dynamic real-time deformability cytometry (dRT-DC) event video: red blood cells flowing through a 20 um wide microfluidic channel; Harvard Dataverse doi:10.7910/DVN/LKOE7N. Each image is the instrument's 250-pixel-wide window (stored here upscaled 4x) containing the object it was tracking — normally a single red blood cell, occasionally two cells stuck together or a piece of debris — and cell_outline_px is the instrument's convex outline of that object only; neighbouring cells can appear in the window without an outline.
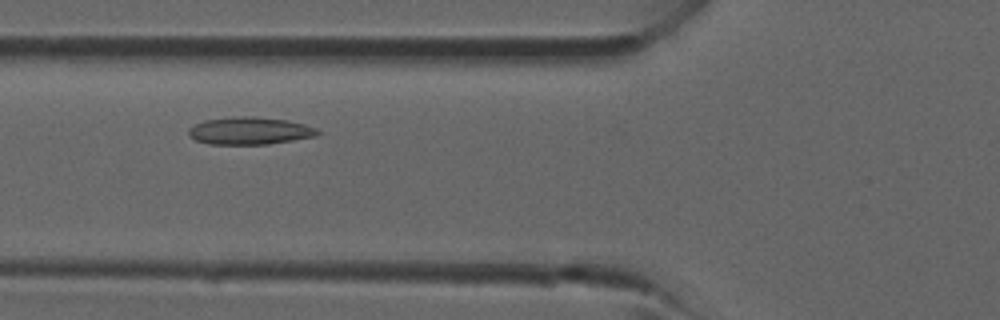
{"species": "common noctule bat (a hibernating species)", "species_latin": "Nyctalus noctula", "temperature_condition": "room temperature", "stored_images_in_passage": 36, "camera_frame_rate_fps": 3000, "um_per_image_px": 0.085, "animal": {"sex": "male", "forearm_length_mm": 52.5}, "frame": {"image": 1, "passage_image": 10, "time_ms": 3.0, "image_size_px": [1000, 320], "cell_outline_px": [[320, 132], [316, 136], [268, 144], [208, 144], [196, 140], [188, 136], [188, 128], [204, 120], [240, 116], [252, 116], [288, 120], [304, 124], [316, 128]], "centroid_in_image_um": [21.21, 11.12], "position_along_channel_um": 104.6, "area_um2": 20.58}}
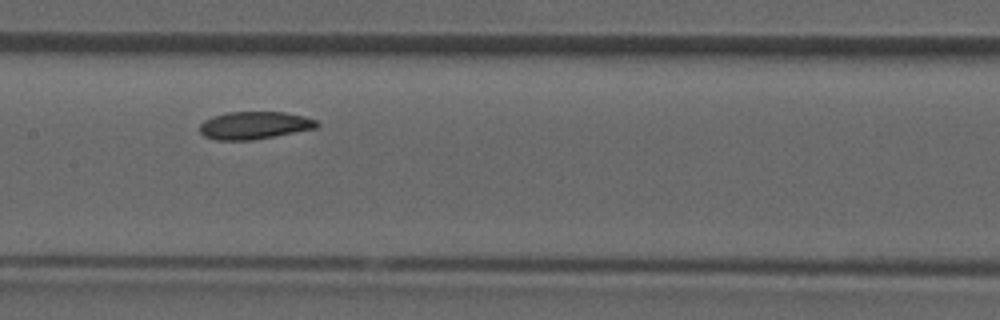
{"frame": {"image": 2, "passage_image": 15, "time_ms": 4.667, "image_size_px": [1000, 320], "cell_outline_px": [[320, 124], [316, 128], [252, 140], [216, 140], [204, 136], [200, 132], [200, 124], [204, 120], [212, 116], [224, 112], [284, 112], [304, 116], [316, 120]], "centroid_in_image_um": [21.6, 10.65], "position_along_channel_um": 185.8, "area_um2": 18.84}}
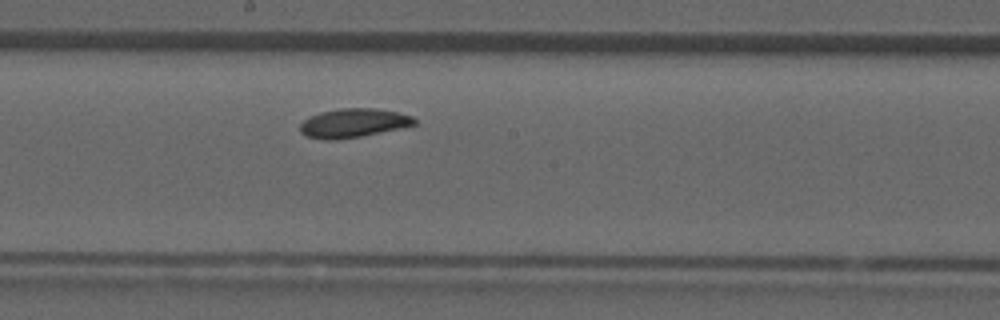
{"frame": {"image": 3, "passage_image": 17, "time_ms": 5.333, "image_size_px": [1000, 320], "cell_outline_px": [[416, 124], [400, 128], [360, 136], [336, 140], [324, 140], [308, 136], [300, 132], [300, 124], [304, 120], [320, 112], [340, 108], [372, 108], [396, 112], [412, 116], [416, 120]], "centroid_in_image_um": [30.02, 10.46], "position_along_channel_um": 218.2, "area_um2": 19.02}}